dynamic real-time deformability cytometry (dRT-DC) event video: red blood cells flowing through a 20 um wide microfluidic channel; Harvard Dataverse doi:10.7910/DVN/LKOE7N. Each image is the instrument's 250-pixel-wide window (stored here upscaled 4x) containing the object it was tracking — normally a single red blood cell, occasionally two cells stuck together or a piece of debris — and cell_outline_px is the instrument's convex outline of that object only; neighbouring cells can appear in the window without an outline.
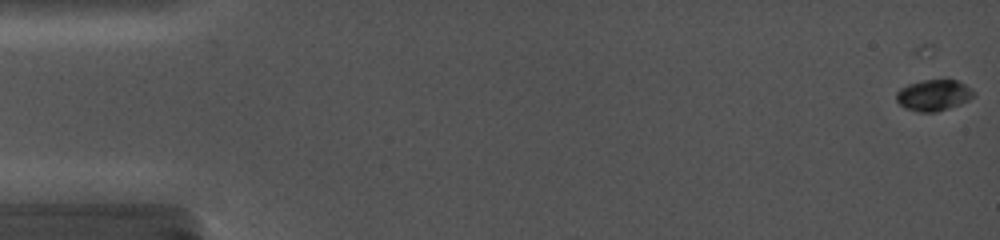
{"species": "common noctule bat (a hibernating species)", "species_latin": "Nyctalus noctula", "temperature_condition": "cold", "stored_images_in_passage": 57, "camera_frame_rate_fps": 5000, "um_per_image_px": 0.085, "animal": {"sex": "female", "body_mass_g": 19.0, "forearm_length_mm": 56.7}, "frame": {"image": 1, "passage_image": 3, "time_ms": 0.8, "image_size_px": [1000, 240], "cell_outline_px": [[976, 96], [960, 104], [936, 112], [920, 112], [904, 108], [896, 100], [896, 92], [900, 88], [908, 84], [924, 80], [944, 76], [956, 80], [964, 84], [976, 92]], "centroid_in_image_um": [79.38, 8.05], "position_along_channel_um": 5.6, "area_um2": 14.51}}
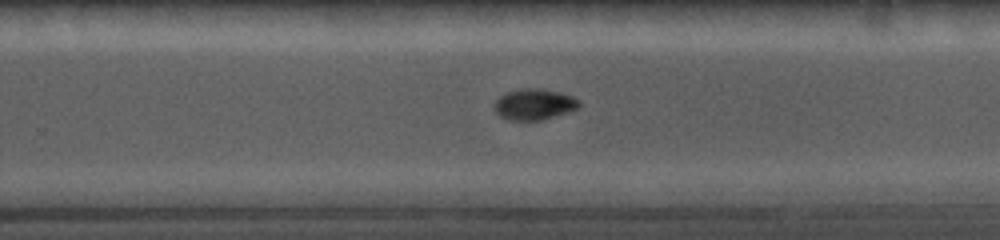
{"frame": {"image": 2, "passage_image": 42, "time_ms": 12.2, "image_size_px": [1000, 240], "cell_outline_px": [[580, 104], [576, 108], [540, 120], [508, 120], [500, 116], [496, 112], [496, 100], [500, 96], [508, 92], [524, 88], [544, 88], [560, 92], [572, 96], [580, 100]], "centroid_in_image_um": [45.4, 8.85], "position_along_channel_um": 284.4, "area_um2": 14.97}}
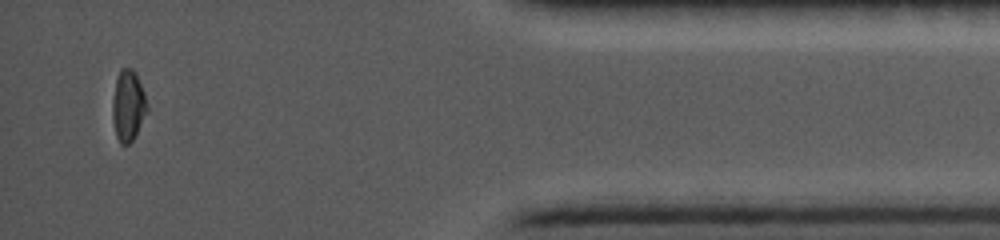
{"frame": {"image": 3, "passage_image": 57, "time_ms": 16.8, "image_size_px": [1000, 240], "cell_outline_px": [[148, 108], [132, 140], [128, 144], [120, 144], [116, 136], [112, 120], [112, 100], [116, 80], [120, 68], [132, 68], [136, 72], [144, 92], [148, 104]], "centroid_in_image_um": [10.87, 8.94], "position_along_channel_um": 424.3, "area_um2": 14.28}}